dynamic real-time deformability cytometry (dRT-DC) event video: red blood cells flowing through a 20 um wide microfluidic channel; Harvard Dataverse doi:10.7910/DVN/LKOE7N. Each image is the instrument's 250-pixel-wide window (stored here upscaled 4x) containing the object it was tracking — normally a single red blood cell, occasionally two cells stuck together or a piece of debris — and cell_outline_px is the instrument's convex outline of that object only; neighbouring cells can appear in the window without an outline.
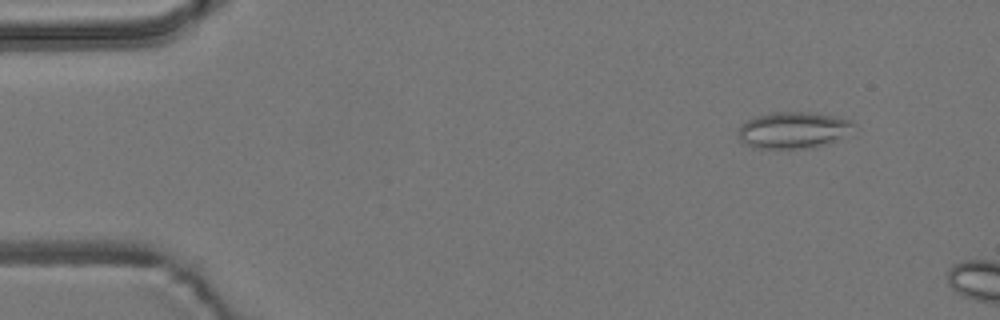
{"species": "common noctule bat (a hibernating species)", "species_latin": "Nyctalus noctula", "temperature_condition": "room temperature", "stored_images_in_passage": 3, "camera_frame_rate_fps": 3000, "um_per_image_px": 0.085, "animal": {"sex": "male", "body_mass_g": 19.2, "forearm_length_mm": 51.8}, "frame": {"image": 1, "passage_image": 2, "time_ms": 1.0, "image_size_px": [1000, 320], "cell_outline_px": [[856, 124], [832, 140], [824, 144], [812, 148], [752, 148], [744, 144], [740, 140], [736, 132], [748, 120], [756, 116], [772, 112], [808, 112], [832, 116], [852, 120]], "centroid_in_image_um": [67.32, 11.06], "position_along_channel_um": 17.7, "area_um2": 23.99}}